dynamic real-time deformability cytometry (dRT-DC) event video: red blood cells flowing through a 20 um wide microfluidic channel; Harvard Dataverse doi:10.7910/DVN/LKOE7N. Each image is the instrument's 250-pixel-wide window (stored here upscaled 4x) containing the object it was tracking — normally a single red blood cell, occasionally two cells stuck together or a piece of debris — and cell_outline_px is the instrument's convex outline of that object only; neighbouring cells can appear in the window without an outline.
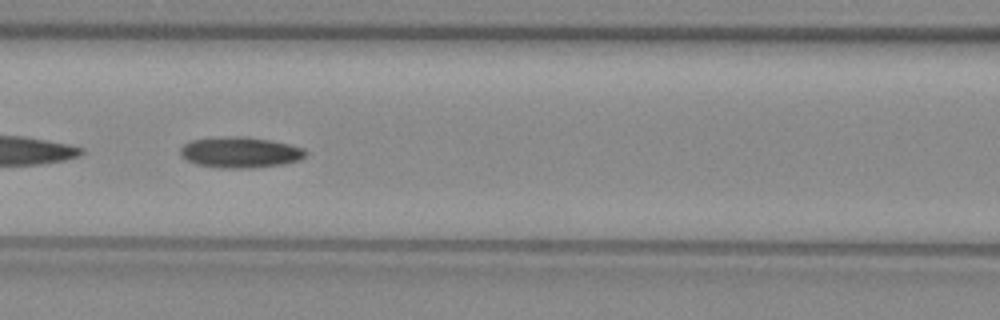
{"species": "common noctule bat (a hibernating species)", "species_latin": "Nyctalus noctula", "temperature_condition": "warm", "stored_images_in_passage": 52, "camera_frame_rate_fps": 3000, "um_per_image_px": 0.085, "animal": {"sex": "female", "body_mass_g": 29.2, "forearm_length_mm": 56.3}, "frame": {"image": 1, "passage_image": 22, "time_ms": 7.0, "image_size_px": [1000, 320], "cell_outline_px": [[308, 152], [300, 160], [284, 164], [252, 168], [220, 168], [196, 164], [180, 156], [180, 148], [184, 144], [192, 140], [236, 136], [240, 136], [268, 140], [288, 144], [304, 148]], "centroid_in_image_um": [20.42, 12.97], "position_along_channel_um": 146.2, "area_um2": 22.37}}
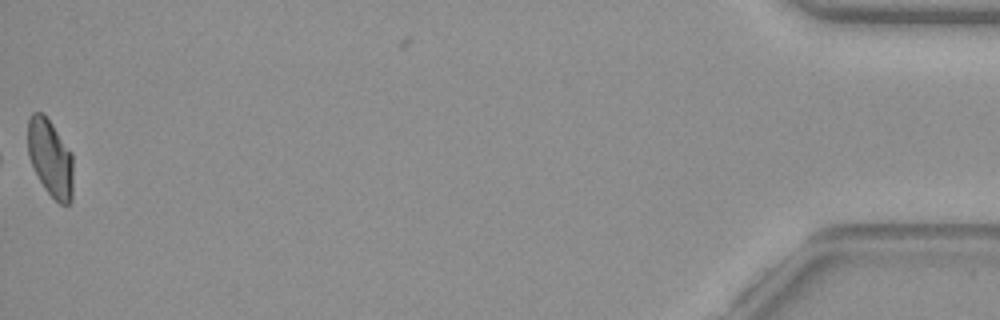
{"frame": {"image": 2, "passage_image": 51, "time_ms": 16.667, "image_size_px": [1000, 320], "cell_outline_px": [[72, 200], [68, 204], [60, 204], [44, 188], [28, 156], [28, 120], [32, 112], [40, 112], [52, 124], [72, 152]], "centroid_in_image_um": [4.28, 13.43], "position_along_channel_um": 430.9, "area_um2": 20.17}, "authors_computed_cell_mechanics": {"area_um2": 21.8484, "velocity_mm_per_s": 3.9817, "shape_relaxation_time_tau1_ms": null, "shape_relaxation_time_tau2_ms": 3.8957, "deformation_change_tau1": null, "deformation_change_tau2": 0.1026}}